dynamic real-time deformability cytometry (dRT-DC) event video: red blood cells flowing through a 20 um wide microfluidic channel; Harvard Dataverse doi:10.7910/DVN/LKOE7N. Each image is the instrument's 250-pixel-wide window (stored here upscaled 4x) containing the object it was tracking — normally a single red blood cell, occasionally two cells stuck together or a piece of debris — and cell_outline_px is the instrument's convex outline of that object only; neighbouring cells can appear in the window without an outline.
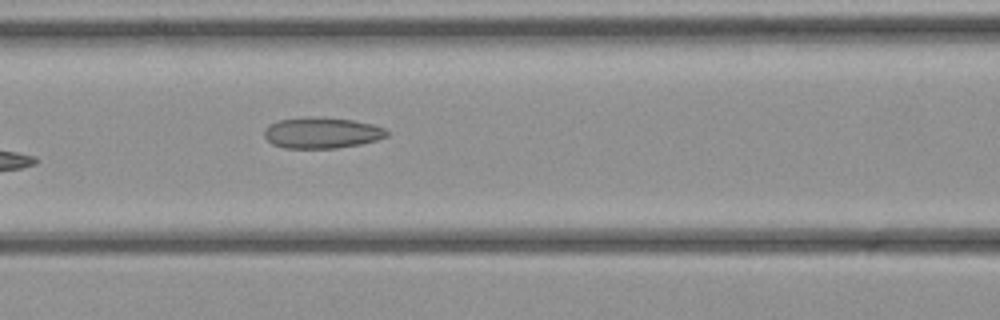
{"species": "common noctule bat (a hibernating species)", "species_latin": "Nyctalus noctula", "temperature_condition": "cold", "stored_images_in_passage": 22, "camera_frame_rate_fps": 3000, "um_per_image_px": 0.085, "animal": {"sex": "female", "body_mass_g": 21.9}, "frame": {"image": 1, "passage_image": 7, "time_ms": 2.0, "image_size_px": [1000, 320], "cell_outline_px": [[388, 136], [376, 140], [360, 144], [336, 148], [284, 148], [272, 144], [264, 136], [264, 128], [268, 124], [280, 120], [300, 116], [308, 116], [352, 120], [372, 124], [384, 128], [388, 132]], "centroid_in_image_um": [27.31, 11.28], "position_along_channel_um": 139.3, "area_um2": 22.25}}
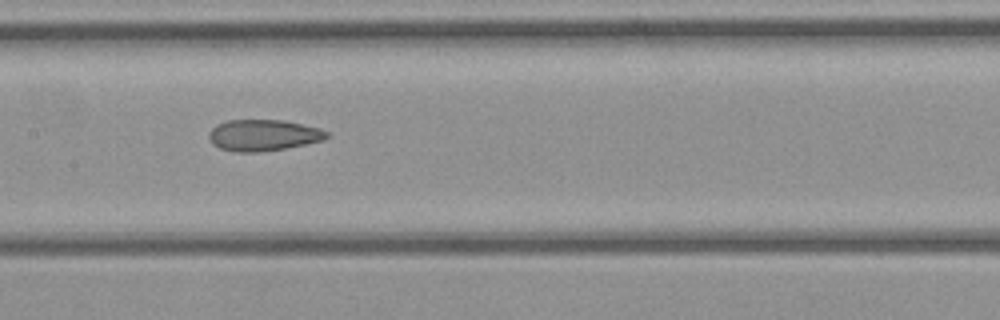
{"frame": {"image": 2, "passage_image": 10, "time_ms": 3.0, "image_size_px": [1000, 320], "cell_outline_px": [[332, 136], [324, 140], [308, 144], [284, 148], [256, 152], [236, 152], [220, 148], [212, 144], [208, 136], [208, 132], [216, 124], [228, 120], [284, 120], [320, 128], [332, 132]], "centroid_in_image_um": [22.43, 11.49], "position_along_channel_um": 185.0, "area_um2": 21.79}}
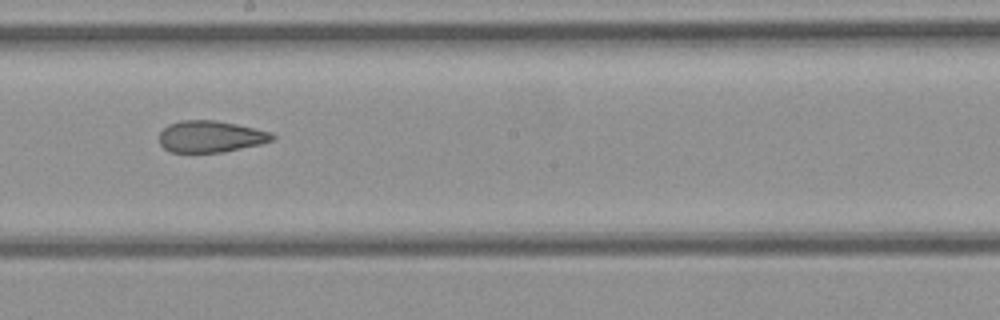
{"frame": {"image": 3, "passage_image": 13, "time_ms": 4.0, "image_size_px": [1000, 320], "cell_outline_px": [[276, 140], [260, 144], [224, 152], [168, 152], [160, 144], [160, 132], [168, 124], [180, 120], [216, 120], [236, 124], [272, 132], [276, 136]], "centroid_in_image_um": [17.92, 11.6], "position_along_channel_um": 230.3, "area_um2": 20.98}}